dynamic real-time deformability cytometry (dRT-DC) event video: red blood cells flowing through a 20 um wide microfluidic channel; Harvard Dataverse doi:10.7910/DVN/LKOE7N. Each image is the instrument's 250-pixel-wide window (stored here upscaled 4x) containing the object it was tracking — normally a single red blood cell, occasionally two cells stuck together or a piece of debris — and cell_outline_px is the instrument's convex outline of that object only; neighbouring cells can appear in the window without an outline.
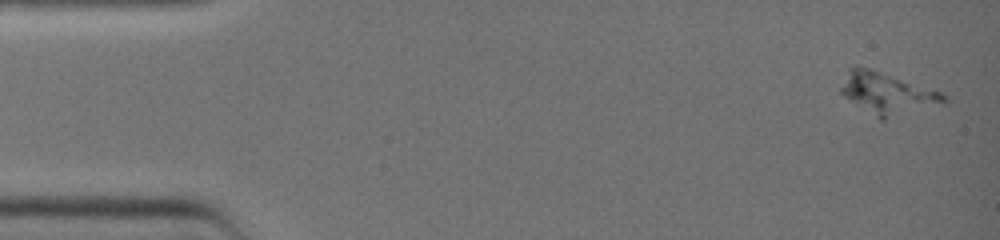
{"species": "common noctule bat (a hibernating species)", "species_latin": "Nyctalus noctula", "temperature_condition": "warm", "stored_images_in_passage": 6, "camera_frame_rate_fps": 3000, "um_per_image_px": 0.085, "animal": {"sex": "female", "body_mass_g": 19.0, "forearm_length_mm": 51.5}, "frame": {"image": 1, "passage_image": 1, "time_ms": 0.0, "image_size_px": [1000, 240], "cell_outline_px": [[948, 100], [884, 120], [880, 120], [844, 96], [840, 92], [840, 88], [848, 68], [868, 68], [940, 92]], "centroid_in_image_um": [75.33, 7.94], "position_along_channel_um": 9.7, "area_um2": 23.64}}